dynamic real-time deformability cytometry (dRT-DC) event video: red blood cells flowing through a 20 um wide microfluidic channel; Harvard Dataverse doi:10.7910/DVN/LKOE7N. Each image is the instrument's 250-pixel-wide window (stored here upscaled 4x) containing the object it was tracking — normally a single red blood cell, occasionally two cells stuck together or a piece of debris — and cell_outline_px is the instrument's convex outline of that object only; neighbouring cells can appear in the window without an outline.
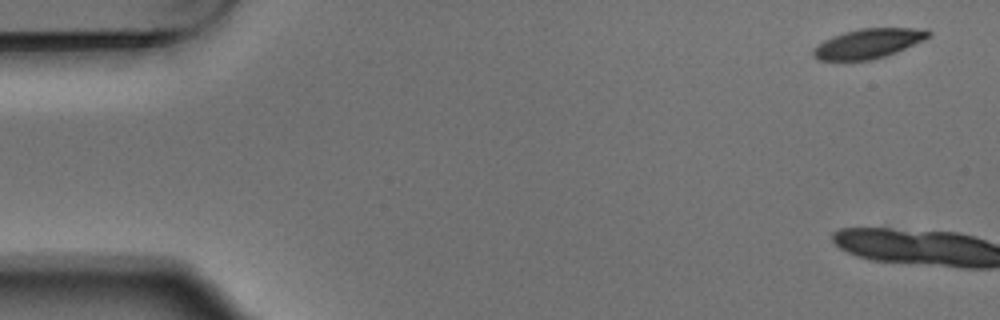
{"species": "Egyptian fruit bat (a non-hibernating species)", "species_latin": "Rousettus aegyptiacus", "temperature_condition": "warm", "stored_images_in_passage": 6, "camera_frame_rate_fps": 3000, "um_per_image_px": 0.085, "animal": {"sex": "male"}, "frame": {"image": 1, "passage_image": 1, "time_ms": 0.0, "image_size_px": [1000, 320], "cell_outline_px": [[932, 36], [924, 40], [896, 52], [872, 60], [816, 60], [812, 56], [812, 48], [816, 44], [832, 36], [844, 32], [860, 28], [928, 28], [932, 32]], "centroid_in_image_um": [73.81, 3.69], "position_along_channel_um": 11.2, "area_um2": 20.17}}
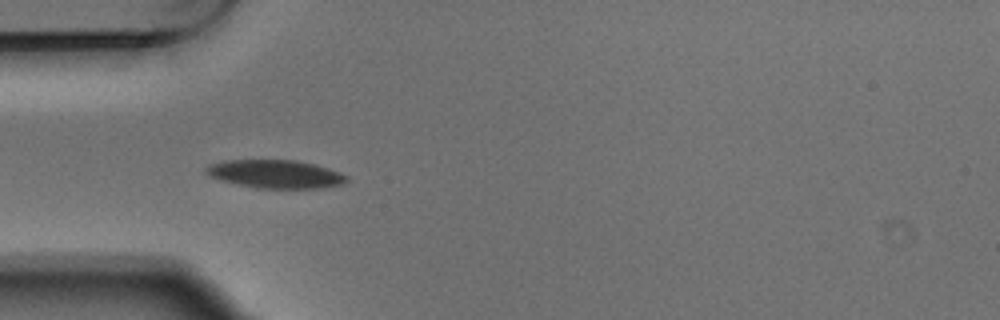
{"frame": {"image": 2, "passage_image": 6, "time_ms": 1.667, "image_size_px": [1000, 320], "cell_outline_px": [[348, 180], [344, 184], [324, 188], [256, 188], [236, 184], [220, 180], [208, 176], [204, 172], [204, 168], [208, 164], [224, 160], [296, 160], [316, 164], [340, 172], [348, 176]], "centroid_in_image_um": [23.4, 14.79], "position_along_channel_um": 61.6, "area_um2": 23.52}}